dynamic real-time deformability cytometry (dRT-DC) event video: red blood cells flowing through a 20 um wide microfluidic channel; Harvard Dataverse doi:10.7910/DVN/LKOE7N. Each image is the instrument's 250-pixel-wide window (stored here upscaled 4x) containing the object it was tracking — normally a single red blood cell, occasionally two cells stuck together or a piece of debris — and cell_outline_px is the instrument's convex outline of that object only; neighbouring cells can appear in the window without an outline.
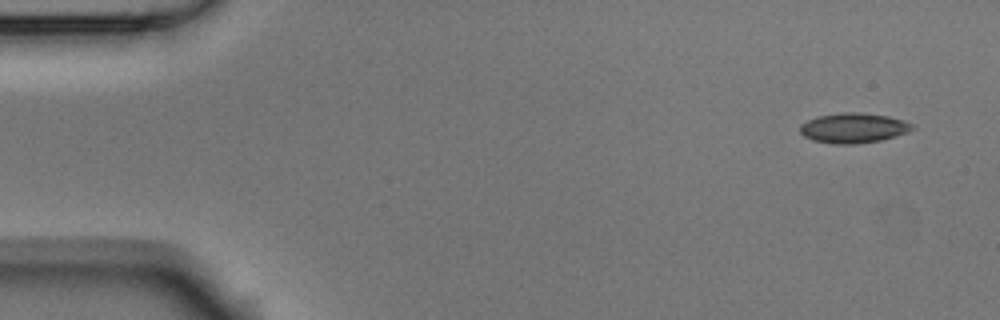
{"species": "Egyptian fruit bat (a non-hibernating species)", "species_latin": "Rousettus aegyptiacus", "temperature_condition": "room temperature", "stored_images_in_passage": 3, "camera_frame_rate_fps": 3000, "um_per_image_px": 0.085, "animal": {"sex": "male"}, "frame": {"image": 1, "passage_image": 1, "time_ms": 0.0, "image_size_px": [1000, 320], "cell_outline_px": [[916, 128], [908, 132], [896, 136], [880, 140], [856, 144], [836, 144], [812, 140], [804, 136], [800, 132], [800, 124], [816, 116], [840, 112], [860, 112], [888, 116], [904, 120], [912, 124]], "centroid_in_image_um": [72.54, 10.87], "position_along_channel_um": 12.5, "area_um2": 19.77}}
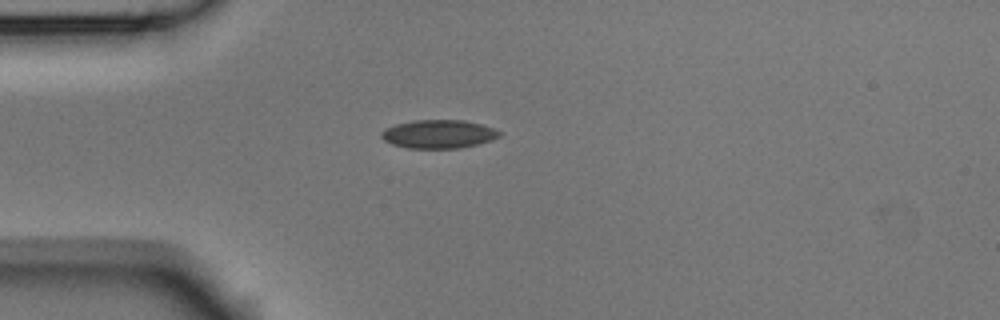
{"frame": {"image": 2, "passage_image": 3, "time_ms": 0.667, "image_size_px": [1000, 320], "cell_outline_px": [[504, 132], [500, 136], [492, 140], [460, 148], [408, 148], [392, 144], [384, 140], [380, 136], [380, 132], [384, 128], [396, 124], [412, 120], [464, 120], [480, 124]], "centroid_in_image_um": [37.26, 11.39], "position_along_channel_um": 47.7, "area_um2": 19.65}}